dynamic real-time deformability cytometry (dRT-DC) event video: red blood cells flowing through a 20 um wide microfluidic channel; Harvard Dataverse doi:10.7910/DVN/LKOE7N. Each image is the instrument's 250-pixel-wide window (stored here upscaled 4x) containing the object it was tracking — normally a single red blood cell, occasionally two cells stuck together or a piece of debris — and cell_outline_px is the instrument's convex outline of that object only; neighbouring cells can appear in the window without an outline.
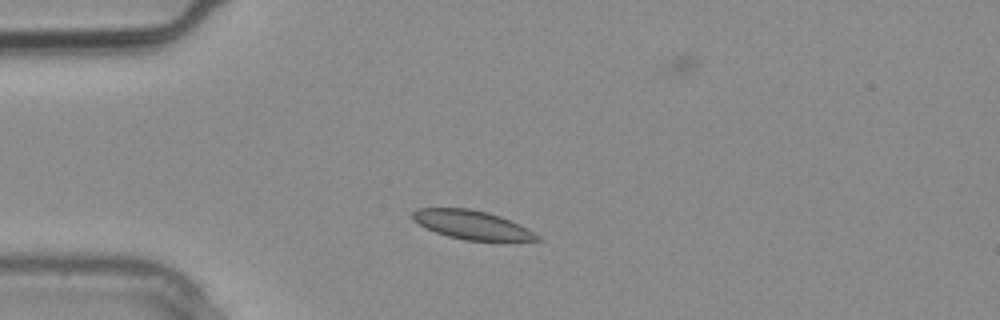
{"species": "common noctule bat (a hibernating species)", "species_latin": "Nyctalus noctula", "temperature_condition": "warm", "stored_images_in_passage": 2, "camera_frame_rate_fps": 3000, "um_per_image_px": 0.085, "animal": {"sex": "male", "body_mass_g": 20.4}, "frame": {"image": 1, "passage_image": 2, "time_ms": 0.333, "image_size_px": [1000, 320], "cell_outline_px": [[544, 240], [504, 244], [464, 240], [448, 236], [436, 232], [412, 220], [412, 212], [420, 208], [468, 208], [488, 212], [500, 216], [520, 224], [540, 236]], "centroid_in_image_um": [40.27, 19.17], "position_along_channel_um": 44.7, "area_um2": 21.79}}